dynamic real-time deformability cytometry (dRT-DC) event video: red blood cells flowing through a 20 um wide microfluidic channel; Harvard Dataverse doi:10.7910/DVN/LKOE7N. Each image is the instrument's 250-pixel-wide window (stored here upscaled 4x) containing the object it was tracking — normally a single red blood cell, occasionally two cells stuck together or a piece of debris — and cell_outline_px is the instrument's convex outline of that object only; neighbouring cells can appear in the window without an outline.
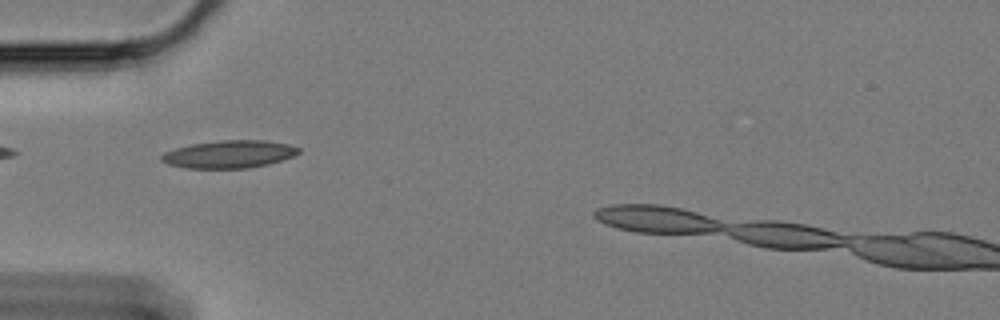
{"species": "Egyptian fruit bat (a non-hibernating species)", "species_latin": "Rousettus aegyptiacus", "temperature_condition": "cold", "stored_images_in_passage": 38, "camera_frame_rate_fps": 3000, "um_per_image_px": 0.085, "animal": {"sex": "female"}, "frame": {"image": 1, "passage_image": 2, "time_ms": 0.333, "image_size_px": [1000, 320], "cell_outline_px": [[300, 152], [292, 156], [268, 164], [248, 168], [184, 168], [168, 164], [160, 160], [160, 156], [164, 152], [176, 148], [192, 144], [220, 140], [264, 140], [288, 144], [300, 148]], "centroid_in_image_um": [19.45, 13.11], "position_along_channel_um": 65.5, "area_um2": 22.02}}
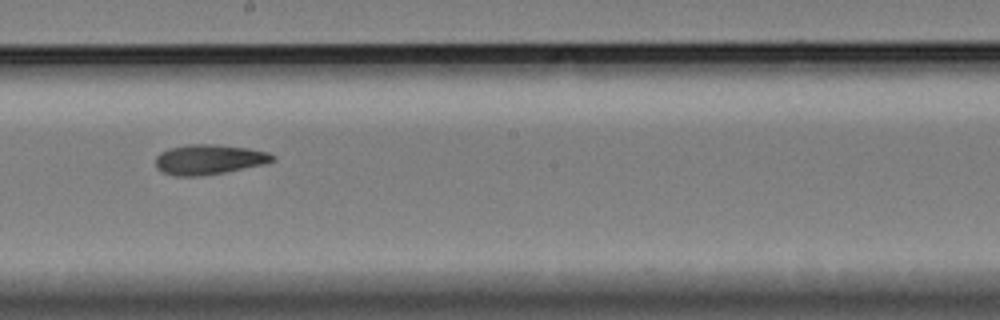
{"frame": {"image": 2, "passage_image": 17, "time_ms": 5.333, "image_size_px": [1000, 320], "cell_outline_px": [[276, 160], [264, 164], [224, 172], [200, 176], [176, 176], [164, 172], [156, 168], [156, 156], [160, 152], [168, 148], [188, 144], [216, 144], [248, 148], [268, 152], [276, 156]], "centroid_in_image_um": [17.77, 13.54], "position_along_channel_um": 230.4, "area_um2": 20.52}}
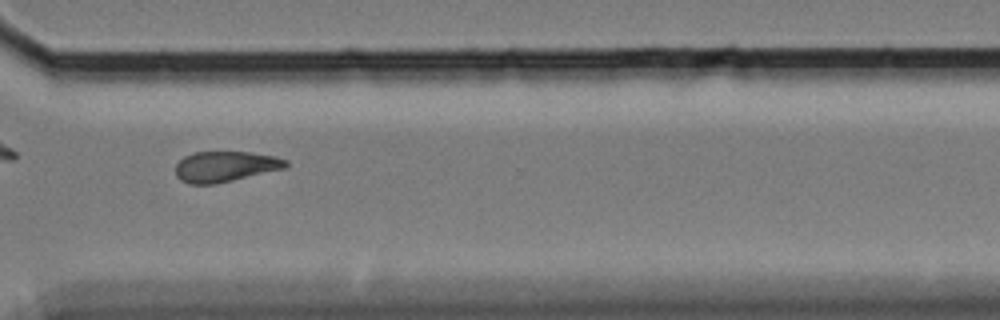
{"frame": {"image": 3, "passage_image": 28, "time_ms": 9.0, "image_size_px": [1000, 320], "cell_outline_px": [[288, 164], [284, 168], [216, 184], [188, 184], [180, 180], [176, 176], [176, 164], [184, 156], [192, 152], [252, 152], [276, 156], [288, 160]], "centroid_in_image_um": [19.13, 14.15], "position_along_channel_um": 351.5, "area_um2": 19.71}}